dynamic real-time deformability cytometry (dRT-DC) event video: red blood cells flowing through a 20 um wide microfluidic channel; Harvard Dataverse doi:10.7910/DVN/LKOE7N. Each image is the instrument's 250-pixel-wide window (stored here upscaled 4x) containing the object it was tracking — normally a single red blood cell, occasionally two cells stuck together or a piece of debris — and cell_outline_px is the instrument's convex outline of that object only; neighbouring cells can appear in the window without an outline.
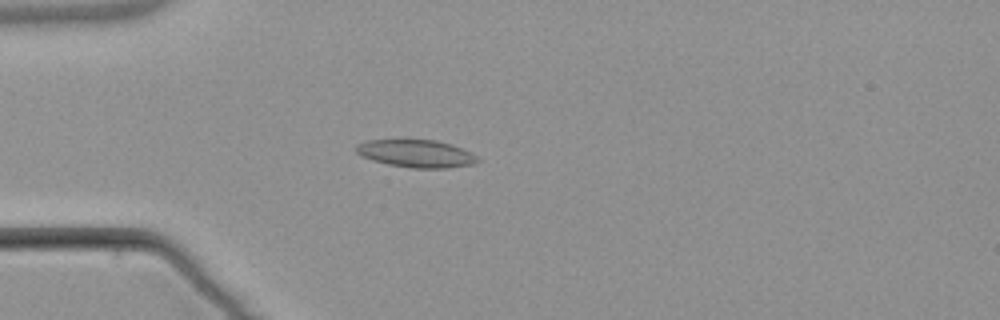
{"species": "common noctule bat (a hibernating species)", "species_latin": "Nyctalus noctula", "temperature_condition": "warm", "stored_images_in_passage": 5, "camera_frame_rate_fps": 3000, "um_per_image_px": 0.085, "animal": {"sex": "male", "body_mass_g": 21.5, "forearm_length_mm": 52.0}, "frame": {"image": 1, "passage_image": 4, "time_ms": 4.667, "image_size_px": [1000, 320], "cell_outline_px": [[480, 160], [472, 164], [448, 168], [412, 168], [388, 164], [372, 160], [360, 156], [356, 152], [356, 144], [368, 140], [404, 136], [436, 140], [452, 144], [472, 152]], "centroid_in_image_um": [35.32, 12.99], "position_along_channel_um": 49.7, "area_um2": 20.58}}